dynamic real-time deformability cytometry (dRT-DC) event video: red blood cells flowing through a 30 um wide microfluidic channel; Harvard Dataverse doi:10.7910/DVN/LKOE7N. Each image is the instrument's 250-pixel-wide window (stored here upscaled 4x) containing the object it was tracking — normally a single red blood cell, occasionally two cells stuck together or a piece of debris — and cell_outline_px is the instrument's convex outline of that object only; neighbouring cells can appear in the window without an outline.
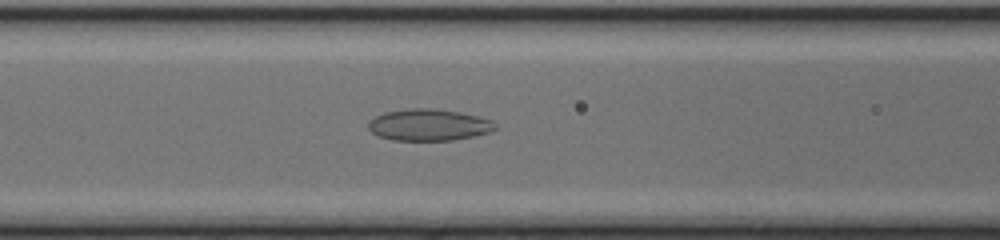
{"species": "common noctule bat (a hibernating species)", "species_latin": "Nyctalus noctula", "temperature_condition": "cold", "stored_images_in_passage": 47, "camera_frame_rate_fps": 3000, "um_per_image_px": 0.085, "animal": {"sex": "female", "body_mass_g": 17.0, "forearm_length_mm": 48.0}, "frame": {"image": 1, "passage_image": 18, "time_ms": 5.667, "image_size_px": [1000, 240], "cell_outline_px": [[496, 128], [488, 132], [472, 136], [452, 140], [392, 140], [380, 136], [372, 132], [368, 128], [368, 124], [376, 116], [384, 112], [412, 108], [432, 108], [460, 112], [480, 116], [492, 120], [496, 124]], "centroid_in_image_um": [36.46, 10.6], "position_along_channel_um": 130.1, "area_um2": 23.24}}
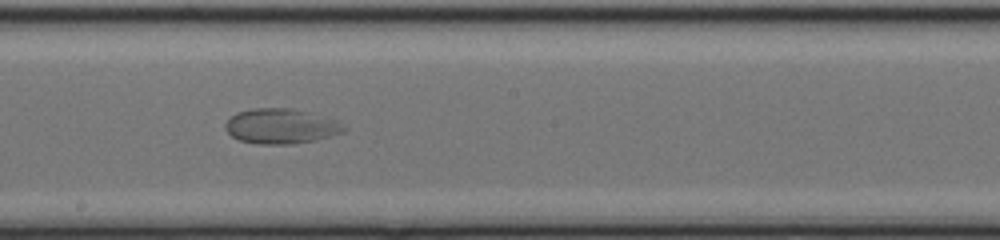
{"frame": {"image": 2, "passage_image": 25, "time_ms": 8.0, "image_size_px": [1000, 240], "cell_outline_px": [[348, 128], [344, 132], [316, 140], [292, 144], [260, 144], [240, 140], [232, 136], [224, 128], [224, 124], [236, 112], [252, 108], [292, 108], [340, 120]], "centroid_in_image_um": [23.93, 10.72], "position_along_channel_um": 224.3, "area_um2": 24.45}}
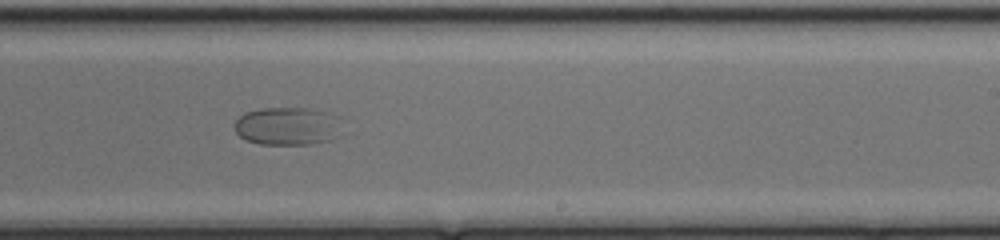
{"frame": {"image": 3, "passage_image": 28, "time_ms": 9.0, "image_size_px": [1000, 240], "cell_outline_px": [[340, 136], [332, 140], [312, 144], [260, 144], [244, 140], [236, 132], [236, 120], [244, 112], [264, 108], [312, 108], [328, 112], [340, 116]], "centroid_in_image_um": [24.5, 10.72], "position_along_channel_um": 264.5, "area_um2": 24.22}}